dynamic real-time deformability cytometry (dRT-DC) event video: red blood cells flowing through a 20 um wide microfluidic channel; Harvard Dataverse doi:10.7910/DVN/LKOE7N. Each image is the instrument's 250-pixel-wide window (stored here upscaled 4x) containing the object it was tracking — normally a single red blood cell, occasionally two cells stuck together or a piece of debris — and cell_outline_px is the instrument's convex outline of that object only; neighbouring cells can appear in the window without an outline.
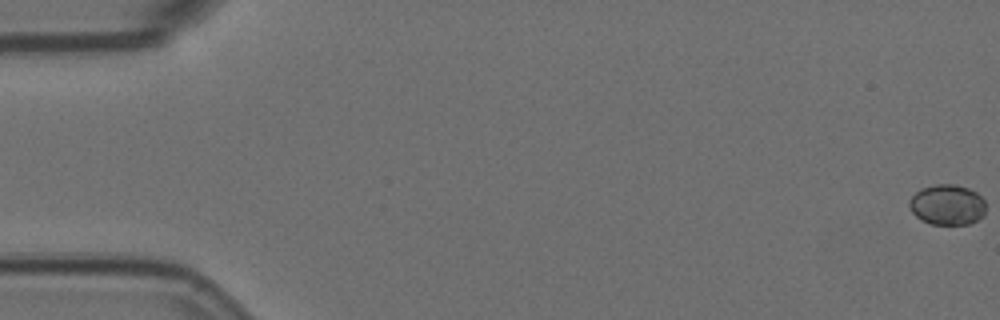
{"species": "Egyptian fruit bat (a non-hibernating species)", "species_latin": "Rousettus aegyptiacus", "temperature_condition": "room temperature", "stored_images_in_passage": 58, "camera_frame_rate_fps": 3000, "um_per_image_px": 0.085, "animal": {"sex": "female"}, "frame": {"image": 1, "passage_image": 1, "time_ms": 0.0, "image_size_px": [1000, 320], "cell_outline_px": [[984, 216], [968, 224], [932, 224], [916, 216], [912, 212], [908, 204], [908, 200], [920, 188], [936, 184], [956, 184], [968, 188], [976, 192], [984, 200]], "centroid_in_image_um": [80.5, 17.39], "position_along_channel_um": 4.5, "area_um2": 17.98}}
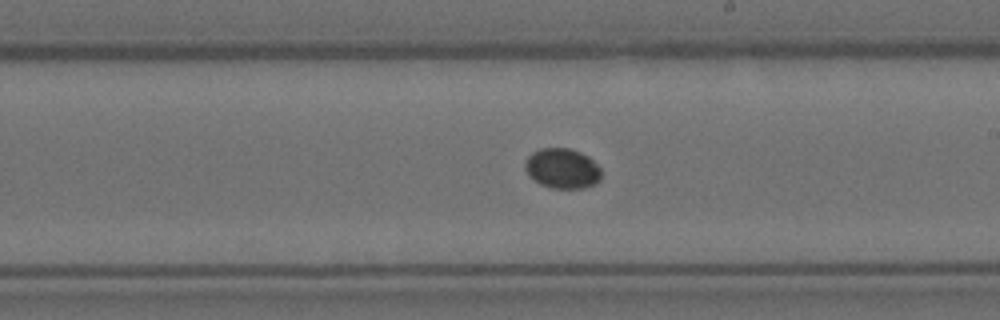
{"frame": {"image": 2, "passage_image": 34, "time_ms": 11.0, "image_size_px": [1000, 320], "cell_outline_px": [[600, 180], [596, 184], [584, 188], [552, 188], [540, 184], [528, 176], [524, 168], [524, 164], [528, 156], [532, 152], [540, 148], [568, 148], [580, 152], [588, 156], [600, 168]], "centroid_in_image_um": [47.77, 14.32], "position_along_channel_um": 241.2, "area_um2": 17.92}}
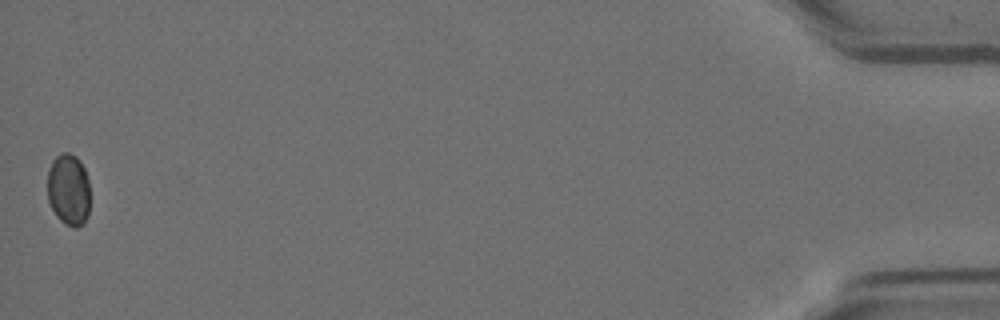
{"frame": {"image": 3, "passage_image": 58, "time_ms": 19.0, "image_size_px": [1000, 320], "cell_outline_px": [[88, 216], [84, 224], [76, 228], [72, 228], [64, 224], [56, 216], [48, 200], [48, 172], [52, 160], [60, 152], [68, 152], [76, 156], [84, 168], [88, 180]], "centroid_in_image_um": [5.82, 16.14], "position_along_channel_um": 429.4, "area_um2": 17.92}}